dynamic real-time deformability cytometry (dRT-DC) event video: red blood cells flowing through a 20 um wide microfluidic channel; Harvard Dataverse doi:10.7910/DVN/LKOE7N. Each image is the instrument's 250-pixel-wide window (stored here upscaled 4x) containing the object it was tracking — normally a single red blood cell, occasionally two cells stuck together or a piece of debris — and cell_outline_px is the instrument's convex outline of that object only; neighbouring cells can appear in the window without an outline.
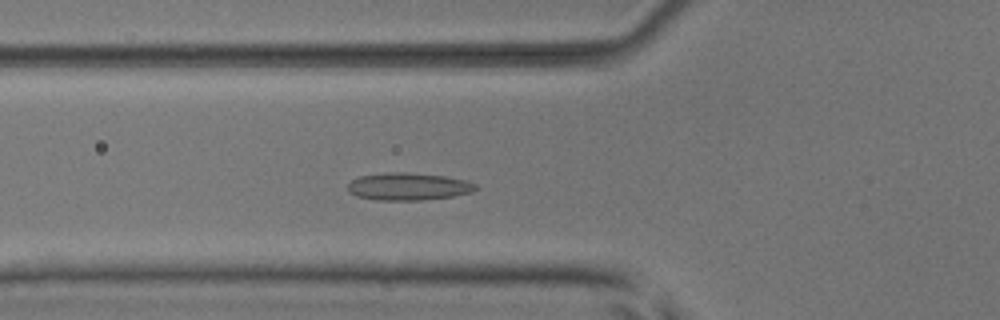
{"species": "common noctule bat (a hibernating species)", "species_latin": "Nyctalus noctula", "temperature_condition": "room temperature", "stored_images_in_passage": 50, "segment_of_instrument_passage": [1, 2], "camera_frame_rate_fps": 3000, "um_per_image_px": 0.085, "animal": {"sex": "male", "body_mass_g": 17.9, "forearm_length_mm": 54.2}, "frame": {"image": 1, "passage_image": 15, "time_ms": 4.667, "image_size_px": [1000, 320], "cell_outline_px": [[480, 188], [472, 192], [452, 196], [424, 200], [376, 200], [356, 196], [348, 192], [348, 184], [352, 180], [360, 176], [388, 172], [408, 172], [444, 176], [468, 180], [476, 184]], "centroid_in_image_um": [34.73, 15.85], "position_along_channel_um": 91.1, "area_um2": 20.63}}
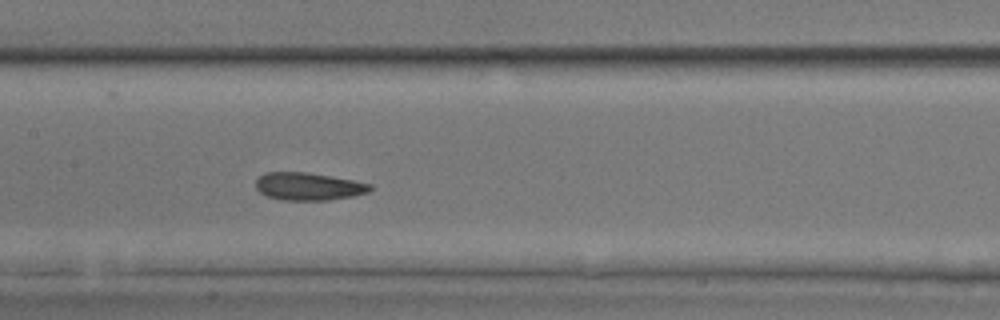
{"frame": {"image": 2, "passage_image": 22, "time_ms": 7.0, "image_size_px": [1000, 320], "cell_outline_px": [[372, 188], [368, 192], [352, 196], [328, 200], [280, 200], [268, 196], [260, 192], [256, 188], [256, 180], [264, 172], [304, 172], [352, 180], [372, 184]], "centroid_in_image_um": [26.2, 15.85], "position_along_channel_um": 181.2, "area_um2": 18.26}}
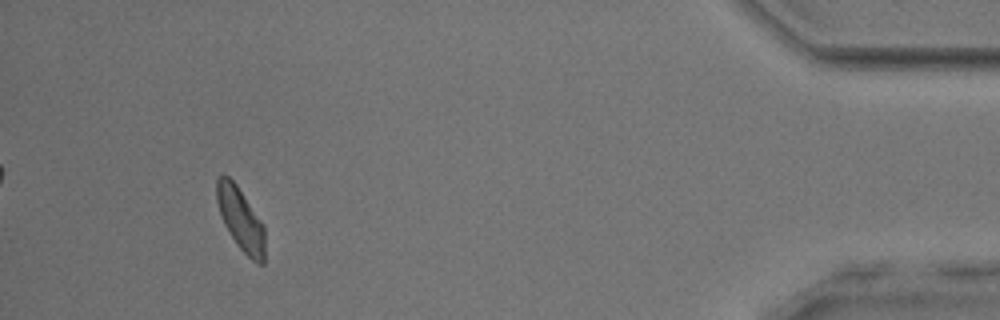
{"frame": {"image": 3, "passage_image": 45, "time_ms": 14.667, "image_size_px": [1000, 320], "cell_outline_px": [[264, 264], [260, 264], [252, 260], [236, 244], [228, 232], [224, 224], [216, 200], [216, 180], [220, 176], [228, 176], [236, 184], [264, 224]], "centroid_in_image_um": [20.45, 18.63], "position_along_channel_um": 414.7, "area_um2": 17.51}}